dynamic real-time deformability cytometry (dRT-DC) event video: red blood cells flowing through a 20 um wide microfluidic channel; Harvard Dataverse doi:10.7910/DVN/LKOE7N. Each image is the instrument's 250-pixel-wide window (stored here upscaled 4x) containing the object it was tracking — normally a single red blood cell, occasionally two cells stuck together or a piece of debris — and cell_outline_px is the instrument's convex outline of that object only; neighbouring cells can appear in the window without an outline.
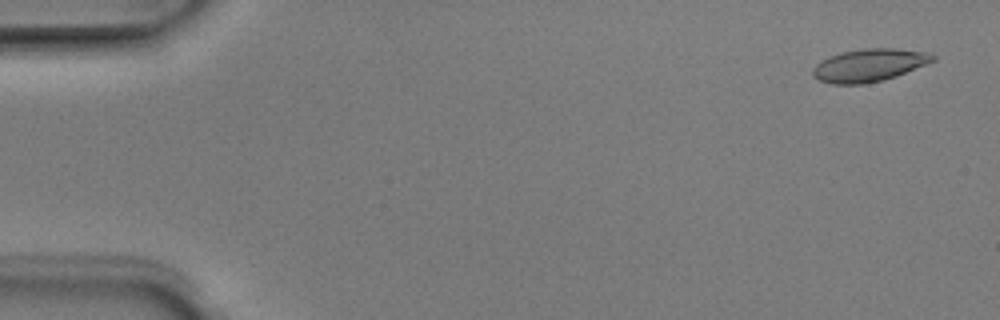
{"species": "Egyptian fruit bat (a non-hibernating species)", "species_latin": "Rousettus aegyptiacus", "temperature_condition": "room temperature", "stored_images_in_passage": 5, "camera_frame_rate_fps": 3000, "um_per_image_px": 0.085, "animal": {"sex": "male"}, "frame": {"image": 1, "passage_image": 1, "time_ms": 0.0, "image_size_px": [1000, 320], "cell_outline_px": [[936, 60], [896, 76], [884, 80], [864, 84], [832, 84], [820, 80], [812, 76], [812, 68], [820, 60], [828, 56], [840, 52], [864, 48], [892, 48], [924, 52], [936, 56]], "centroid_in_image_um": [73.83, 5.54], "position_along_channel_um": 11.2, "area_um2": 22.95}}
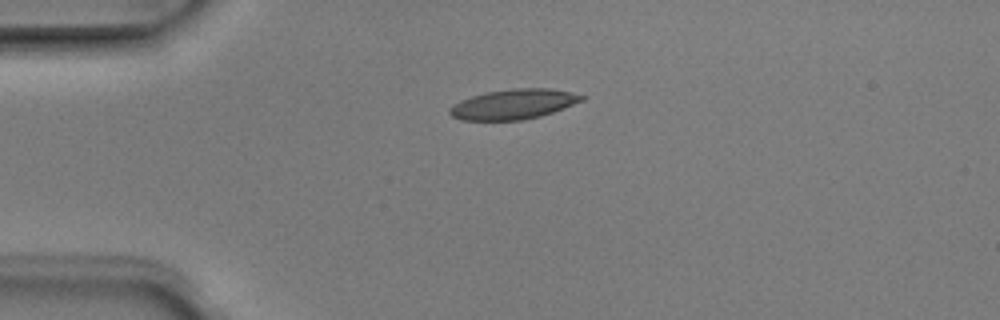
{"frame": {"image": 2, "passage_image": 4, "time_ms": 1.0, "image_size_px": [1000, 320], "cell_outline_px": [[588, 96], [584, 100], [564, 108], [540, 116], [524, 120], [460, 120], [452, 116], [448, 112], [448, 108], [460, 100], [484, 92], [512, 88], [548, 88]], "centroid_in_image_um": [43.63, 8.85], "position_along_channel_um": 41.4, "area_um2": 23.18}}